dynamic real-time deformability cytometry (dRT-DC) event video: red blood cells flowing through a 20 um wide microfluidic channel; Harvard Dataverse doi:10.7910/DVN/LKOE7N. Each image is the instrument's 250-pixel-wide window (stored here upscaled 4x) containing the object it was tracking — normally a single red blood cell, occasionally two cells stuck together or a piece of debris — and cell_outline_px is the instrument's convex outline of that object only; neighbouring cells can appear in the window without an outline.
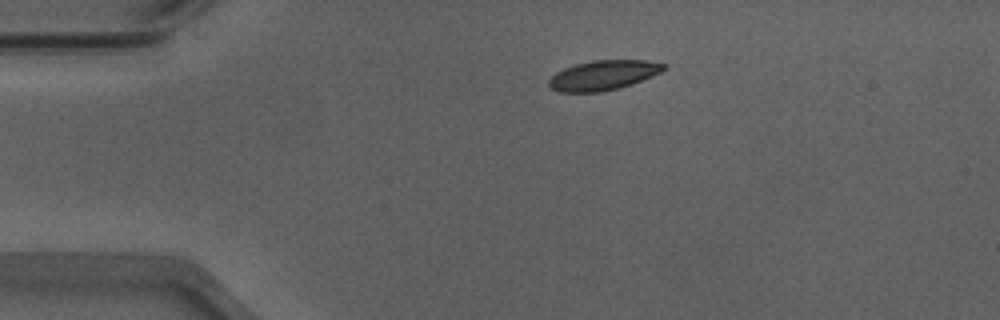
{"species": "Egyptian fruit bat (a non-hibernating species)", "species_latin": "Rousettus aegyptiacus", "temperature_condition": "warm", "stored_images_in_passage": 40, "camera_frame_rate_fps": 3000, "um_per_image_px": 0.085, "animal": {"sex": "male"}, "frame": {"image": 1, "passage_image": 1, "time_ms": 0.0, "image_size_px": [1000, 320], "cell_outline_px": [[668, 68], [660, 72], [632, 84], [620, 88], [600, 92], [560, 92], [552, 88], [548, 84], [548, 80], [556, 72], [564, 68], [576, 64], [592, 60], [644, 60], [668, 64]], "centroid_in_image_um": [51.29, 6.39], "position_along_channel_um": 33.7, "area_um2": 19.94}}
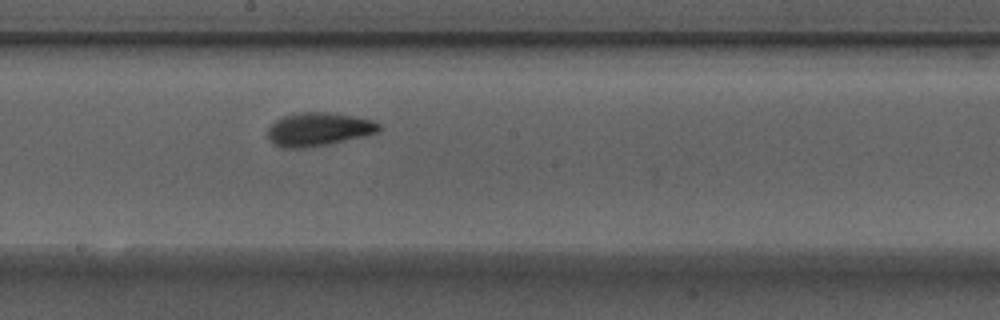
{"frame": {"image": 2, "passage_image": 19, "time_ms": 6.0, "image_size_px": [1000, 320], "cell_outline_px": [[380, 132], [364, 136], [328, 144], [300, 148], [284, 148], [272, 144], [268, 136], [268, 128], [276, 120], [284, 116], [300, 112], [328, 112], [352, 116], [372, 120], [380, 124]], "centroid_in_image_um": [27.07, 10.99], "position_along_channel_um": 221.1, "area_um2": 21.56}}
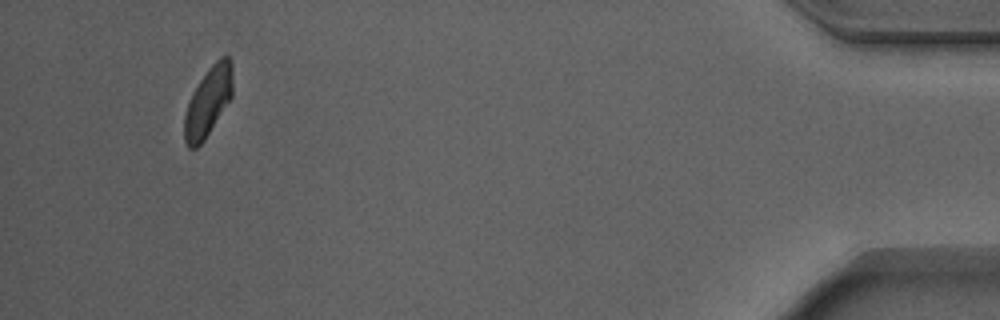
{"frame": {"image": 3, "passage_image": 40, "time_ms": 13.0, "image_size_px": [1000, 320], "cell_outline_px": [[232, 96], [204, 140], [196, 148], [188, 148], [184, 140], [184, 116], [188, 104], [200, 80], [208, 68], [220, 56], [228, 56], [232, 60]], "centroid_in_image_um": [17.7, 8.63], "position_along_channel_um": 417.5, "area_um2": 19.19}, "authors_computed_cell_mechanics": {"area_um2": 20.6057, "velocity_mm_per_s": 3.8721, "shape_relaxation_time_tau1_ms": 2.8562, "shape_relaxation_time_tau2_ms": 1.2688, "deformation_change_tau1": 0.1147, "deformation_change_tau2": 0.0511}}